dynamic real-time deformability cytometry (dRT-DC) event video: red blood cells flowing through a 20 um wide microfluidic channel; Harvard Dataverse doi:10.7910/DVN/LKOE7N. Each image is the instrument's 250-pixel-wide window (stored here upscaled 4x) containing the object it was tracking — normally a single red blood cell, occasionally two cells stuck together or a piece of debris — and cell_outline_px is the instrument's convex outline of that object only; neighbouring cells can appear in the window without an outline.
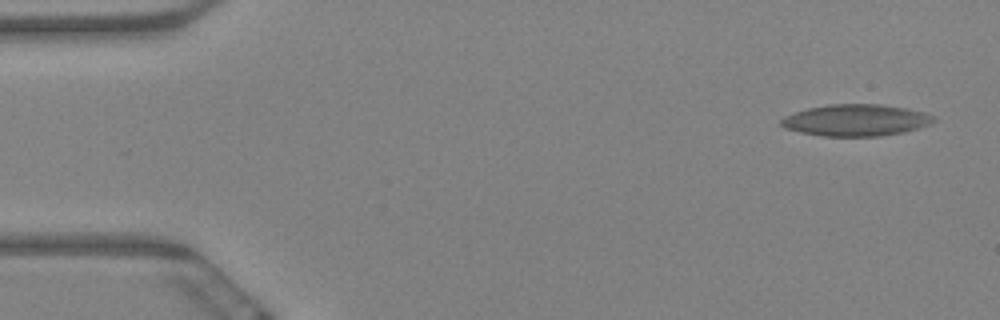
{"species": "Egyptian fruit bat (a non-hibernating species)", "species_latin": "Rousettus aegyptiacus", "temperature_condition": "warm", "stored_images_in_passage": 6, "camera_frame_rate_fps": 3000, "um_per_image_px": 0.085, "animal": {"sex": "female"}, "frame": {"image": 1, "passage_image": 1, "time_ms": 0.0, "image_size_px": [1000, 320], "cell_outline_px": [[936, 120], [928, 124], [904, 132], [880, 136], [824, 136], [800, 132], [784, 128], [780, 124], [780, 120], [784, 116], [808, 108], [828, 104], [880, 104], [904, 108], [924, 112], [932, 116]], "centroid_in_image_um": [72.71, 10.21], "position_along_channel_um": 12.3, "area_um2": 27.92}}